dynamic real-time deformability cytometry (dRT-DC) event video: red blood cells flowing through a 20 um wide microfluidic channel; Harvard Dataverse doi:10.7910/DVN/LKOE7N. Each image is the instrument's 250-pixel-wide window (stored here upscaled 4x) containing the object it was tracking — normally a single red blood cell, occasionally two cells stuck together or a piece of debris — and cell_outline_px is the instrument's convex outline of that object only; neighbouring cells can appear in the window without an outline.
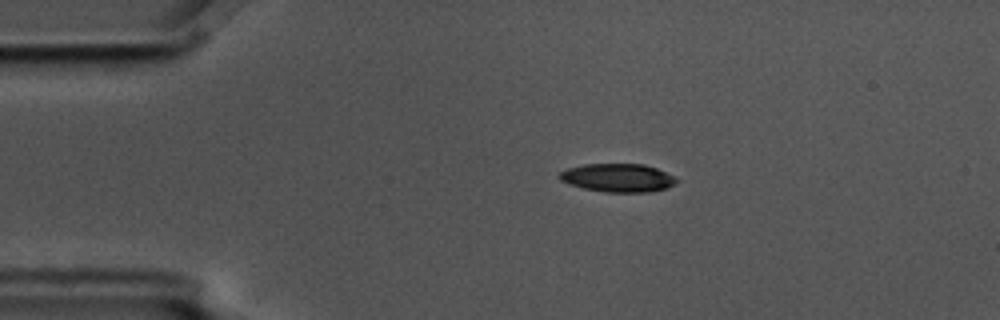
{"species": "common noctule bat (a hibernating species)", "species_latin": "Nyctalus noctula", "temperature_condition": "cold", "stored_images_in_passage": 4, "camera_frame_rate_fps": 3000, "um_per_image_px": 0.085, "animal": {"sex": "male", "body_mass_g": 17.5, "forearm_length_mm": 52.3}, "frame": {"image": 1, "passage_image": 2, "time_ms": 0.333, "image_size_px": [1000, 320], "cell_outline_px": [[680, 180], [668, 188], [648, 192], [604, 192], [584, 188], [568, 184], [560, 180], [556, 176], [560, 172], [568, 168], [584, 164], [644, 164], [656, 168]], "centroid_in_image_um": [52.49, 15.11], "position_along_channel_um": 32.5, "area_um2": 19.36}}
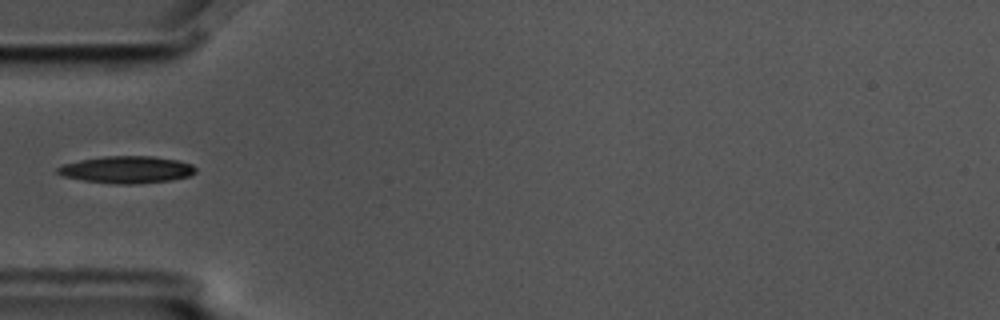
{"frame": {"image": 2, "passage_image": 4, "time_ms": 1.0, "image_size_px": [1000, 320], "cell_outline_px": [[196, 172], [188, 176], [168, 180], [132, 184], [116, 184], [84, 180], [64, 176], [56, 172], [56, 168], [64, 164], [80, 160], [104, 156], [152, 156], [180, 160], [192, 164], [196, 168]], "centroid_in_image_um": [10.79, 14.41], "position_along_channel_um": 74.2, "area_um2": 21.62}}